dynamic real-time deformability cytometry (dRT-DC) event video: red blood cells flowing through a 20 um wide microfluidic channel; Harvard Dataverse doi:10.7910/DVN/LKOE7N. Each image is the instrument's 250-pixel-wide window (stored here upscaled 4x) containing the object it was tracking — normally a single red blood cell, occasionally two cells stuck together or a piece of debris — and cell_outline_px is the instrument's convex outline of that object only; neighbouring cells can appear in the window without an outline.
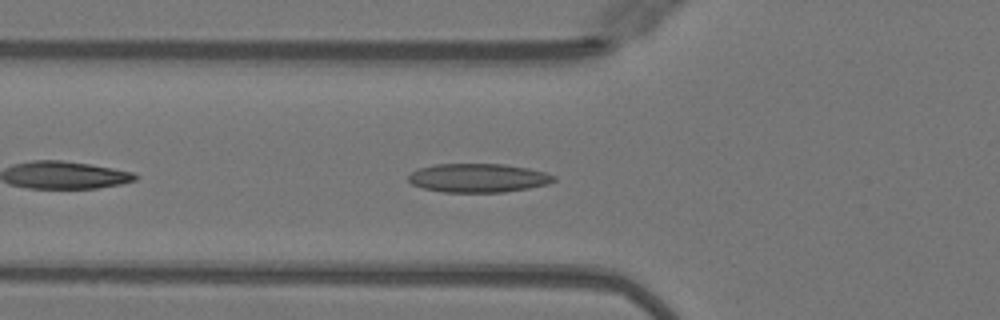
{"species": "Egyptian fruit bat (a non-hibernating species)", "species_latin": "Rousettus aegyptiacus", "temperature_condition": "warm", "stored_images_in_passage": 36, "camera_frame_rate_fps": 3000, "um_per_image_px": 0.085, "animal": {"sex": "female"}, "frame": {"image": 1, "passage_image": 4, "time_ms": 1.0, "image_size_px": [1000, 320], "cell_outline_px": [[556, 180], [548, 184], [528, 188], [504, 192], [444, 192], [424, 188], [412, 184], [408, 180], [408, 176], [416, 168], [436, 164], [504, 164], [528, 168], [544, 172], [556, 176]], "centroid_in_image_um": [40.64, 15.12], "position_along_channel_um": 85.2, "area_um2": 24.39}}
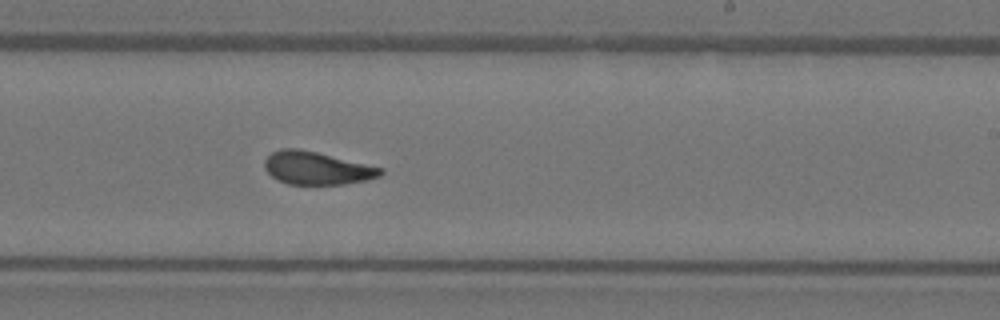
{"frame": {"image": 2, "passage_image": 17, "time_ms": 5.333, "image_size_px": [1000, 320], "cell_outline_px": [[384, 172], [380, 176], [364, 180], [344, 184], [288, 184], [272, 176], [264, 168], [264, 160], [272, 152], [280, 148], [300, 148], [384, 168]], "centroid_in_image_um": [26.92, 14.27], "position_along_channel_um": 262.1, "area_um2": 22.14}}
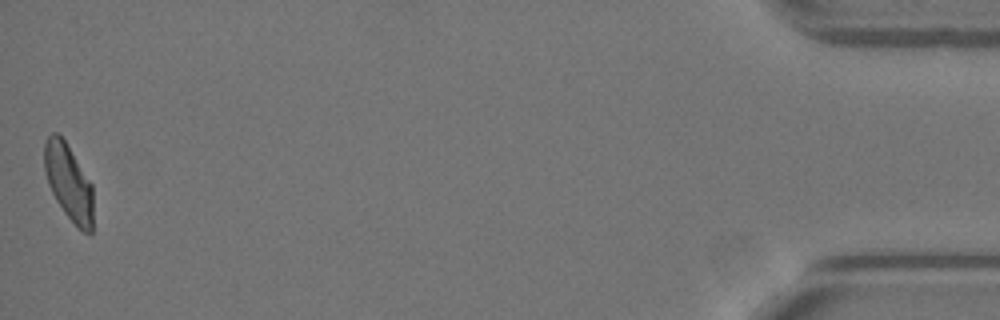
{"frame": {"image": 3, "passage_image": 36, "time_ms": 11.667, "image_size_px": [1000, 320], "cell_outline_px": [[92, 232], [88, 236], [64, 212], [56, 200], [48, 184], [44, 168], [44, 144], [48, 136], [52, 132], [56, 132], [64, 140], [92, 184]], "centroid_in_image_um": [5.82, 15.49], "position_along_channel_um": 429.4, "area_um2": 21.33}, "authors_computed_cell_mechanics": {"area_um2": 22.4264, "velocity_mm_per_s": 4.0668, "shape_relaxation_time_tau1_ms": 5.9191, "shape_relaxation_time_tau2_ms": 1.3197, "deformation_change_tau1": 0.1856, "deformation_change_tau2": 0.0805}}